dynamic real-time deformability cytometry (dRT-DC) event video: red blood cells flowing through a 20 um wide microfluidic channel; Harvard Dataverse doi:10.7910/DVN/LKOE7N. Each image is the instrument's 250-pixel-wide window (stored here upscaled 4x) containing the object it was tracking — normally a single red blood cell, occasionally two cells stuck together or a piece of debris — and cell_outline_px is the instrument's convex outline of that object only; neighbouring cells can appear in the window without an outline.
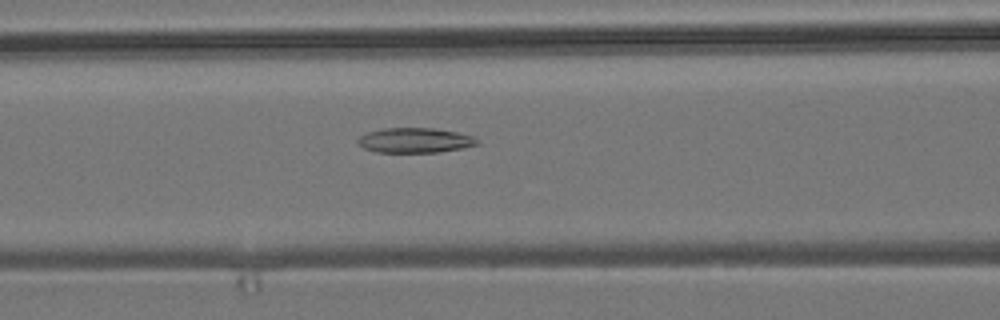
{"species": "common noctule bat (a hibernating species)", "species_latin": "Nyctalus noctula", "temperature_condition": "room temperature", "stored_images_in_passage": 37, "camera_frame_rate_fps": 3000, "um_per_image_px": 0.085, "animal": {"sex": "male", "body_mass_g": 19.2, "forearm_length_mm": 51.8}, "frame": {"image": 1, "passage_image": 7, "time_ms": 2.0, "image_size_px": [1000, 320], "cell_outline_px": [[480, 144], [460, 148], [436, 152], [376, 152], [364, 148], [356, 140], [360, 136], [368, 132], [384, 128], [432, 128], [456, 132], [472, 136]], "centroid_in_image_um": [35.24, 11.92], "position_along_channel_um": 131.4, "area_um2": 17.05}}
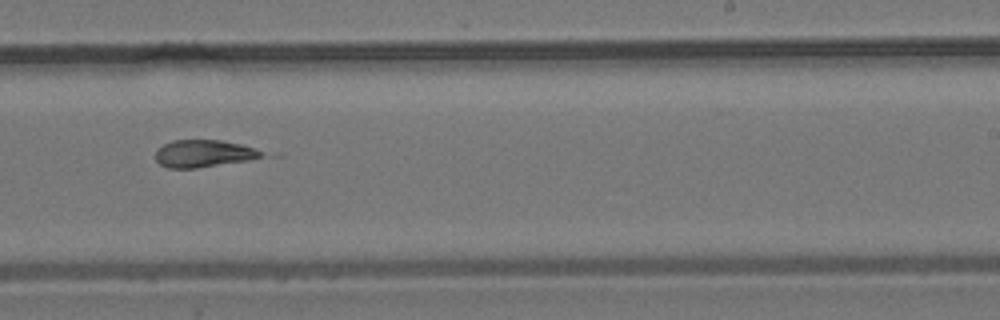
{"frame": {"image": 2, "passage_image": 18, "time_ms": 5.667, "image_size_px": [1000, 320], "cell_outline_px": [[260, 156], [248, 160], [196, 168], [168, 168], [160, 164], [156, 160], [156, 152], [164, 144], [172, 140], [220, 140], [240, 144], [252, 148], [260, 152]], "centroid_in_image_um": [17.22, 13.05], "position_along_channel_um": 271.8, "area_um2": 16.42}}
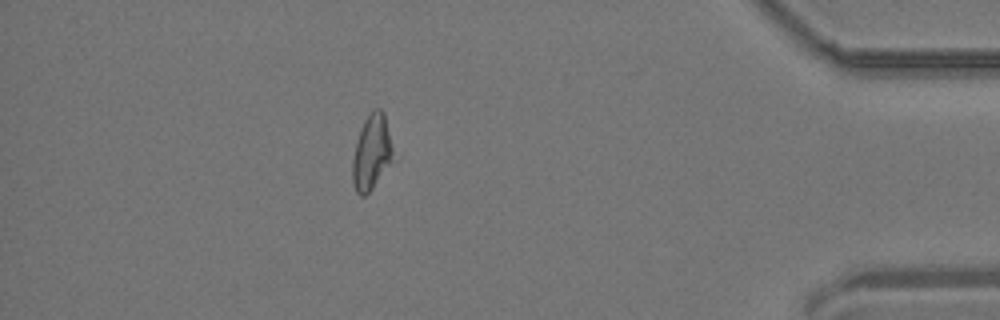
{"frame": {"image": 3, "passage_image": 32, "time_ms": 10.333, "image_size_px": [1000, 320], "cell_outline_px": [[396, 160], [372, 188], [364, 196], [360, 196], [356, 192], [352, 184], [352, 160], [360, 128], [364, 120], [376, 108], [380, 108], [384, 112]], "centroid_in_image_um": [31.62, 12.99], "position_along_channel_um": 403.6, "area_um2": 18.09}}